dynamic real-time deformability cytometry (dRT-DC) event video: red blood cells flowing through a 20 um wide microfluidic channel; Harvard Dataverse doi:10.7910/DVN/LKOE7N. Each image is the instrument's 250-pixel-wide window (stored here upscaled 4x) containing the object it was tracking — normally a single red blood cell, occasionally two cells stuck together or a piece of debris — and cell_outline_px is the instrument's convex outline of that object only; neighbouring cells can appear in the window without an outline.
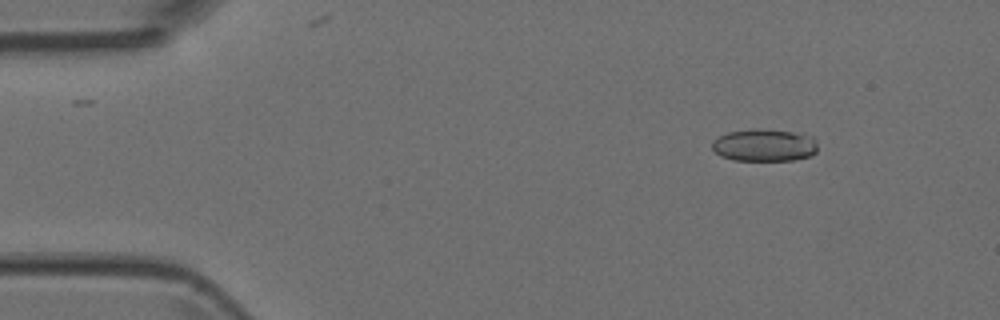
{"species": "Egyptian fruit bat (a non-hibernating species)", "species_latin": "Rousettus aegyptiacus", "temperature_condition": "room temperature", "stored_images_in_passage": 4, "camera_frame_rate_fps": 3000, "um_per_image_px": 0.085, "animal": {"sex": "female"}, "frame": {"image": 1, "passage_image": 2, "time_ms": 0.333, "image_size_px": [1000, 320], "cell_outline_px": [[816, 152], [812, 156], [792, 160], [732, 160], [720, 156], [712, 148], [712, 140], [728, 132], [752, 128], [760, 128], [792, 132], [812, 136], [816, 144]], "centroid_in_image_um": [64.94, 12.34], "position_along_channel_um": 20.1, "area_um2": 20.0}}